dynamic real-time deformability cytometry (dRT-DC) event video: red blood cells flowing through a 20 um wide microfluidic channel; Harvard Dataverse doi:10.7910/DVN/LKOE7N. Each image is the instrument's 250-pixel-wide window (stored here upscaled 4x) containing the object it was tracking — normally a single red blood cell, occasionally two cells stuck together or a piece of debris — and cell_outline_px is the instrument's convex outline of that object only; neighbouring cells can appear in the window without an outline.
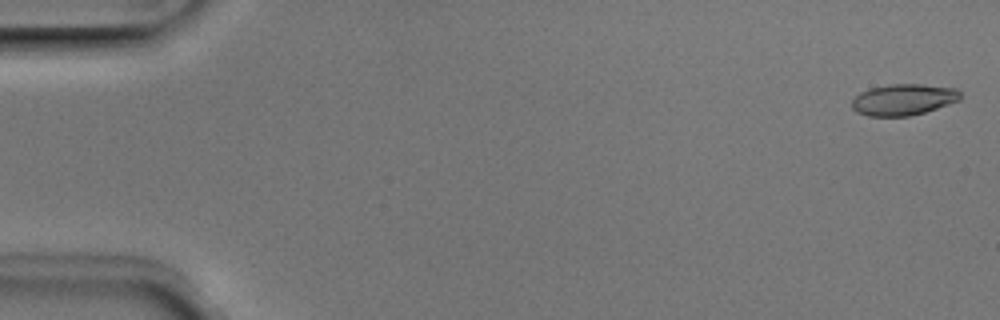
{"species": "Egyptian fruit bat (a non-hibernating species)", "species_latin": "Rousettus aegyptiacus", "temperature_condition": "room temperature", "stored_images_in_passage": 51, "camera_frame_rate_fps": 3000, "um_per_image_px": 0.085, "animal": {"sex": "male"}, "frame": {"image": 1, "passage_image": 1, "time_ms": 0.0, "image_size_px": [1000, 320], "cell_outline_px": [[960, 100], [924, 112], [908, 116], [868, 116], [856, 112], [852, 108], [852, 100], [860, 92], [872, 88], [892, 84], [924, 84], [956, 88], [960, 92]], "centroid_in_image_um": [76.78, 8.46], "position_along_channel_um": 8.2, "area_um2": 19.65}}
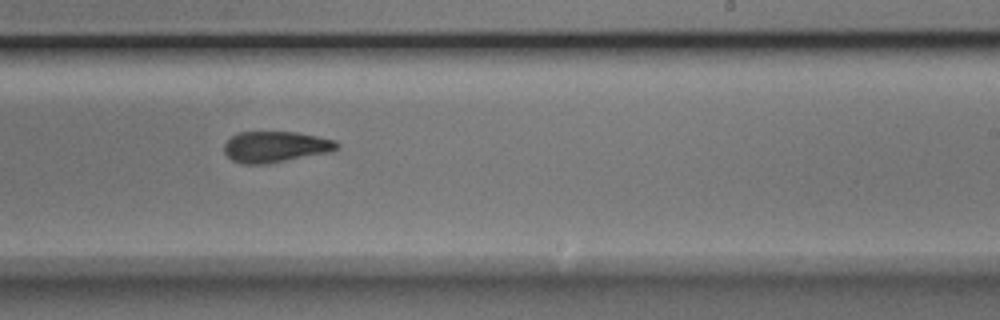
{"frame": {"image": 2, "passage_image": 31, "time_ms": 10.0, "image_size_px": [1000, 320], "cell_outline_px": [[340, 148], [328, 152], [268, 164], [244, 164], [232, 160], [224, 152], [224, 144], [232, 136], [240, 132], [296, 132], [336, 140], [340, 144]], "centroid_in_image_um": [23.43, 12.48], "position_along_channel_um": 265.6, "area_um2": 20.35}}
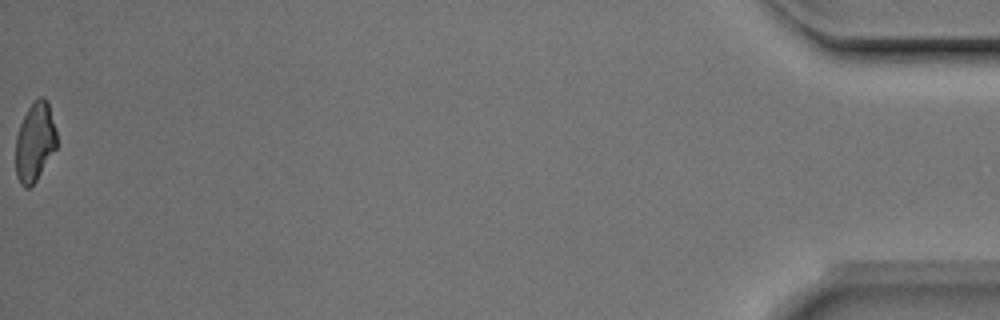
{"frame": {"image": 3, "passage_image": 51, "time_ms": 16.667, "image_size_px": [1000, 320], "cell_outline_px": [[56, 148], [36, 180], [28, 188], [24, 188], [20, 184], [16, 176], [16, 136], [20, 124], [28, 108], [40, 96], [44, 96], [48, 104], [56, 132]], "centroid_in_image_um": [2.95, 12.09], "position_along_channel_um": 432.3, "area_um2": 18.55}, "authors_computed_cell_mechanics": {"area_um2": 20.4612, "velocity_mm_per_s": 3.9965, "shape_relaxation_time_tau1_ms": 5.7121, "shape_relaxation_time_tau2_ms": 2.1844, "deformation_change_tau1": 0.1595, "deformation_change_tau2": 0.0969}}